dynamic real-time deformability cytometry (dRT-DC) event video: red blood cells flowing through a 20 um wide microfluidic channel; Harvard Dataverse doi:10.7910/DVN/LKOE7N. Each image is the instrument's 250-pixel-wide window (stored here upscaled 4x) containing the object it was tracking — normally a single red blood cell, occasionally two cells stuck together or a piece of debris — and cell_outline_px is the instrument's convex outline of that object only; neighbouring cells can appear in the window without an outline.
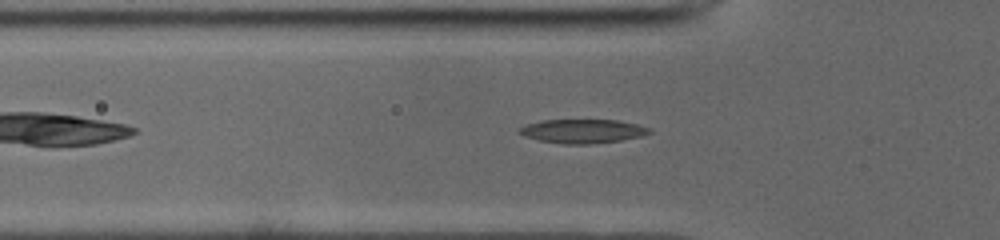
{"species": "common noctule bat (a hibernating species)", "species_latin": "Nyctalus noctula", "temperature_condition": "cold", "stored_images_in_passage": 36, "camera_frame_rate_fps": 3000, "um_per_image_px": 0.085, "animal": {"sex": "male", "body_mass_g": 19.0, "forearm_length_mm": 50.8}, "frame": {"image": 1, "passage_image": 8, "time_ms": 2.333, "image_size_px": [1000, 240], "cell_outline_px": [[652, 132], [640, 136], [620, 140], [588, 144], [564, 144], [540, 140], [524, 136], [516, 132], [520, 128], [528, 124], [540, 120], [616, 120], [636, 124], [652, 128]], "centroid_in_image_um": [49.51, 11.14], "position_along_channel_um": 76.3, "area_um2": 17.98}}
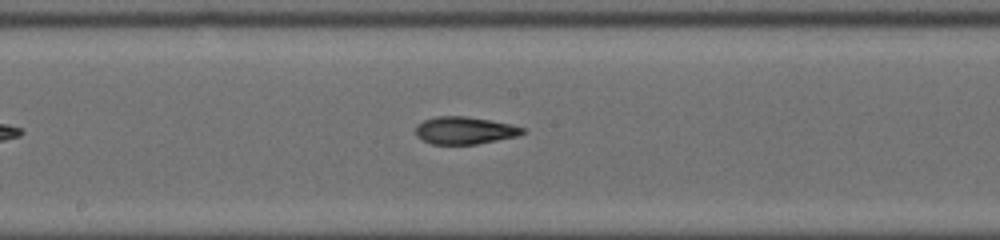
{"frame": {"image": 2, "passage_image": 18, "time_ms": 5.667, "image_size_px": [1000, 240], "cell_outline_px": [[524, 132], [516, 136], [476, 144], [432, 144], [416, 136], [416, 124], [424, 120], [436, 116], [468, 116], [512, 124], [524, 128]], "centroid_in_image_um": [39.47, 11.07], "position_along_channel_um": 208.7, "area_um2": 16.99}}
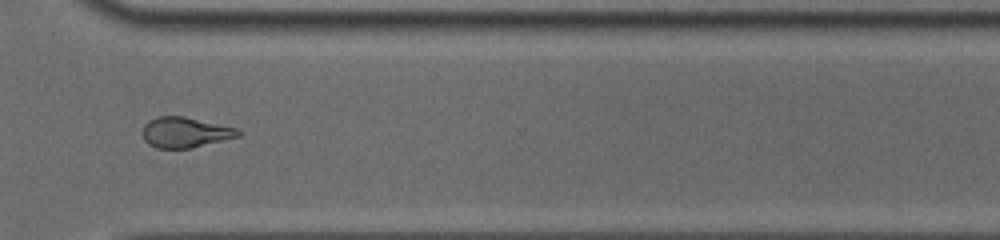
{"frame": {"image": 3, "passage_image": 29, "time_ms": 9.333, "image_size_px": [1000, 240], "cell_outline_px": [[240, 136], [192, 148], [156, 148], [148, 144], [144, 140], [144, 124], [148, 120], [156, 116], [184, 116], [236, 128], [240, 132]], "centroid_in_image_um": [15.72, 11.25], "position_along_channel_um": 354.9, "area_um2": 16.88}}